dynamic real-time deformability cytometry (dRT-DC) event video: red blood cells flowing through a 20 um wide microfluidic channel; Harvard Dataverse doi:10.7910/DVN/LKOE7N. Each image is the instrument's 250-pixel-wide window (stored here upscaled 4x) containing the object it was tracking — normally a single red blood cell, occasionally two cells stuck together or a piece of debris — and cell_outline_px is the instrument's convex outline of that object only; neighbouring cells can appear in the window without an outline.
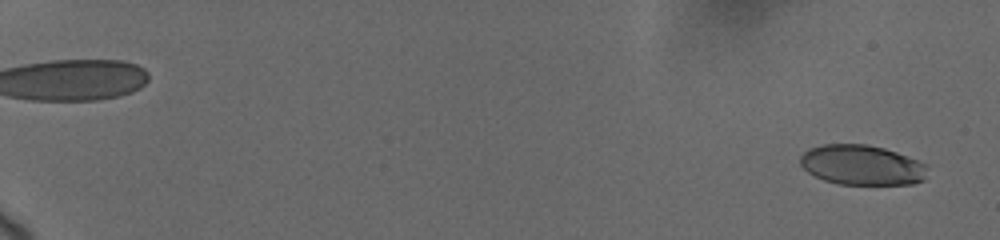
{"species": "human", "species_latin": "Homo sapiens", "temperature_condition": "cold", "stored_images_in_passage": 49, "camera_frame_rate_fps": 3000, "um_per_image_px": 0.085, "donor": {"sex": "female"}, "frame": {"image": 1, "passage_image": 2, "time_ms": 0.333, "image_size_px": [1000, 240], "cell_outline_px": [[928, 168], [924, 180], [912, 184], [836, 184], [824, 180], [808, 172], [800, 164], [800, 156], [808, 148], [824, 144], [868, 144], [884, 148], [896, 152], [928, 164]], "centroid_in_image_um": [73.27, 14.02], "position_along_channel_um": 11.7, "area_um2": 29.82}}
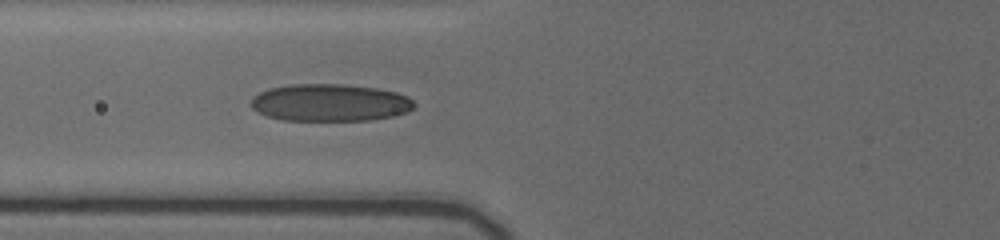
{"frame": {"image": 2, "passage_image": 40, "time_ms": 8.333, "image_size_px": [1000, 240], "cell_outline_px": [[416, 104], [408, 112], [392, 116], [368, 120], [280, 120], [268, 116], [252, 108], [252, 96], [268, 88], [292, 84], [340, 84], [376, 88], [396, 92], [408, 96]], "centroid_in_image_um": [28.05, 8.72], "position_along_channel_um": 97.7, "area_um2": 35.37}}
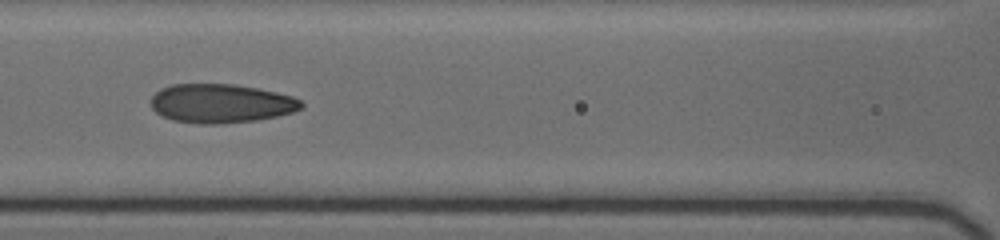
{"frame": {"image": 3, "passage_image": 48, "time_ms": 9.667, "image_size_px": [1000, 240], "cell_outline_px": [[304, 108], [292, 112], [276, 116], [256, 120], [220, 124], [200, 124], [172, 120], [160, 116], [152, 108], [148, 100], [160, 88], [172, 84], [236, 84], [276, 92], [292, 96], [300, 100], [304, 104]], "centroid_in_image_um": [18.74, 8.79], "position_along_channel_um": 147.9, "area_um2": 34.45}}